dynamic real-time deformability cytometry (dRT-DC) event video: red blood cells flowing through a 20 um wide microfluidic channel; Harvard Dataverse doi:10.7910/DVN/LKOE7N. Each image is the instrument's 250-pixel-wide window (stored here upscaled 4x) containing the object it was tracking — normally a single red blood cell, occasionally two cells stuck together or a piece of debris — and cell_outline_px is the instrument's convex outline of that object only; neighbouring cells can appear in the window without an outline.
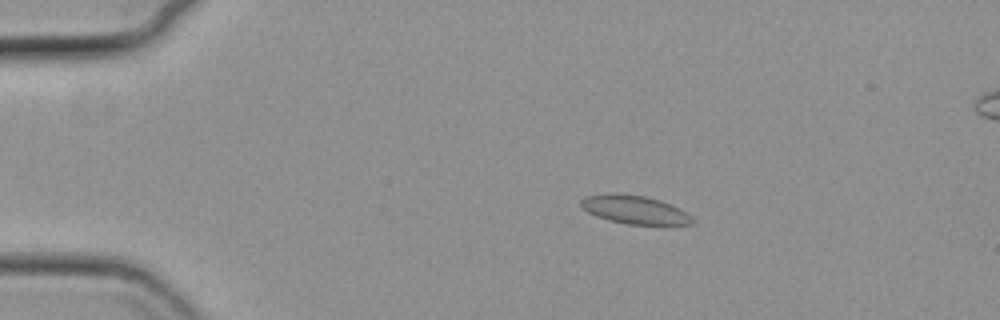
{"species": "common noctule bat (a hibernating species)", "species_latin": "Nyctalus noctula", "temperature_condition": "cold", "stored_images_in_passage": 57, "camera_frame_rate_fps": 3000, "um_per_image_px": 0.085, "animal": {"sex": "female", "body_mass_g": 19.3, "forearm_length_mm": 54.1}, "frame": {"image": 1, "passage_image": 12, "time_ms": 3.667, "image_size_px": [1000, 320], "cell_outline_px": [[696, 224], [628, 224], [608, 220], [596, 216], [588, 212], [580, 204], [580, 200], [584, 196], [616, 192], [644, 196], [660, 200], [672, 204], [680, 208], [692, 216]], "centroid_in_image_um": [53.95, 17.81], "position_along_channel_um": 31.1, "area_um2": 18.55}}
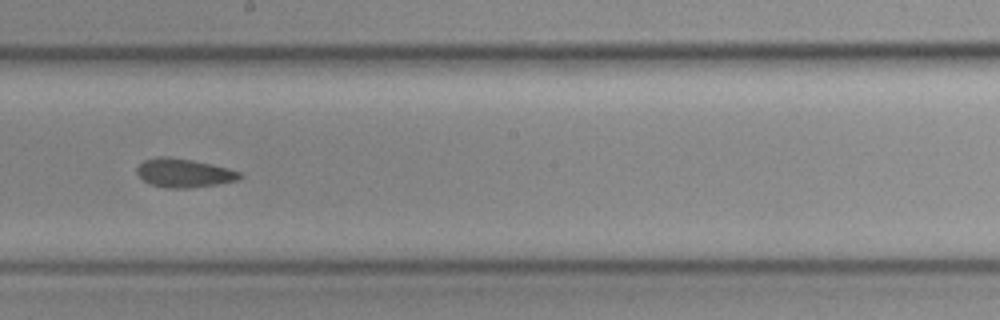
{"frame": {"image": 2, "passage_image": 33, "time_ms": 10.667, "image_size_px": [1000, 320], "cell_outline_px": [[244, 176], [240, 180], [216, 184], [188, 188], [168, 188], [152, 184], [144, 180], [136, 172], [136, 168], [144, 160], [160, 156], [168, 156], [192, 160], [212, 164], [228, 168], [240, 172]], "centroid_in_image_um": [15.66, 14.69], "position_along_channel_um": 232.5, "area_um2": 17.17}}
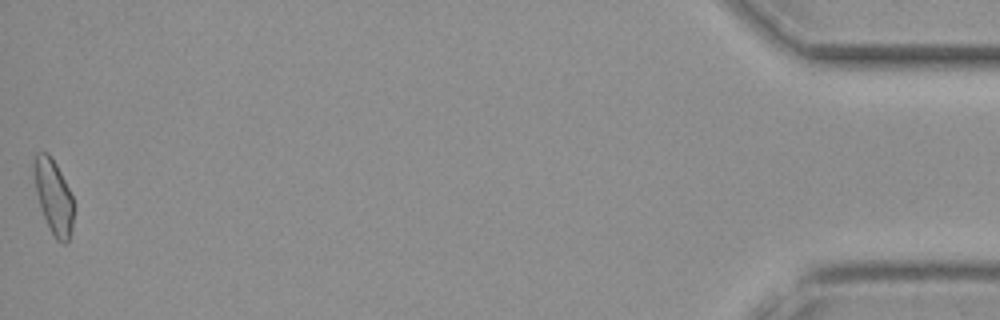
{"frame": {"image": 3, "passage_image": 57, "time_ms": 18.667, "image_size_px": [1000, 320], "cell_outline_px": [[72, 228], [68, 244], [64, 244], [56, 240], [44, 216], [36, 192], [32, 164], [36, 152], [48, 152], [56, 164], [72, 196]], "centroid_in_image_um": [4.53, 16.69], "position_along_channel_um": 430.7, "area_um2": 16.88}, "authors_computed_cell_mechanics": {"area_um2": 17.4556, "velocity_mm_per_s": 3.721, "shape_relaxation_time_tau1_ms": null, "shape_relaxation_time_tau2_ms": 2.4579, "deformation_change_tau1": null, "deformation_change_tau2": 0.0799}}